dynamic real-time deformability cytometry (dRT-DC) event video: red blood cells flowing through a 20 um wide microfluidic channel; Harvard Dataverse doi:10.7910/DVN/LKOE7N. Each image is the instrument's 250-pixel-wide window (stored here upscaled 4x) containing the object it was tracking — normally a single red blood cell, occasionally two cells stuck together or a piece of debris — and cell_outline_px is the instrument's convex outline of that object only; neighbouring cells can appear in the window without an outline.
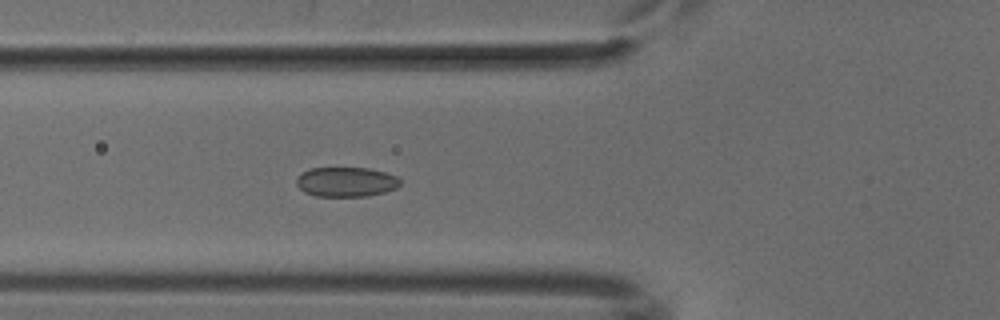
{"species": "common noctule bat (a hibernating species)", "species_latin": "Nyctalus noctula", "temperature_condition": "cold", "stored_images_in_passage": 44, "camera_frame_rate_fps": 3000, "um_per_image_px": 0.085, "animal": {"sex": "male", "body_mass_g": 18.8}, "frame": {"image": 1, "passage_image": 11, "time_ms": 3.333, "image_size_px": [1000, 320], "cell_outline_px": [[400, 184], [396, 188], [384, 192], [368, 196], [316, 196], [304, 192], [296, 184], [296, 180], [304, 172], [312, 168], [368, 168], [384, 172], [396, 176], [400, 180]], "centroid_in_image_um": [29.43, 15.47], "position_along_channel_um": 96.4, "area_um2": 17.74}}
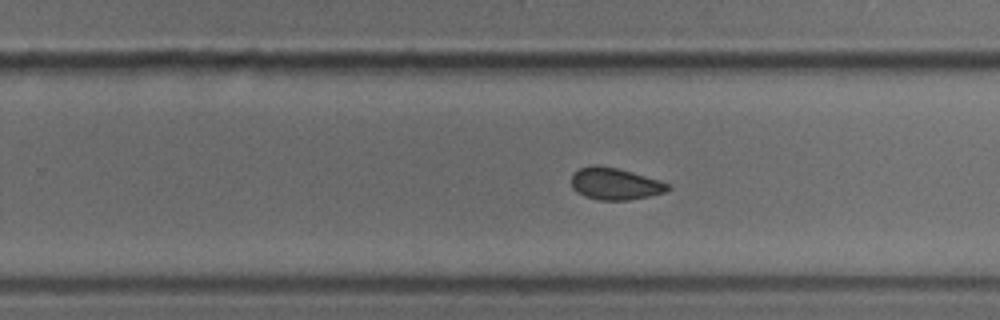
{"frame": {"image": 2, "passage_image": 25, "time_ms": 8.0, "image_size_px": [1000, 320], "cell_outline_px": [[672, 188], [664, 192], [648, 196], [628, 200], [596, 200], [584, 196], [576, 192], [572, 188], [572, 172], [580, 168], [592, 164], [596, 164], [616, 168], [632, 172], [660, 180], [668, 184]], "centroid_in_image_um": [52.24, 15.62], "position_along_channel_um": 277.6, "area_um2": 18.03}}
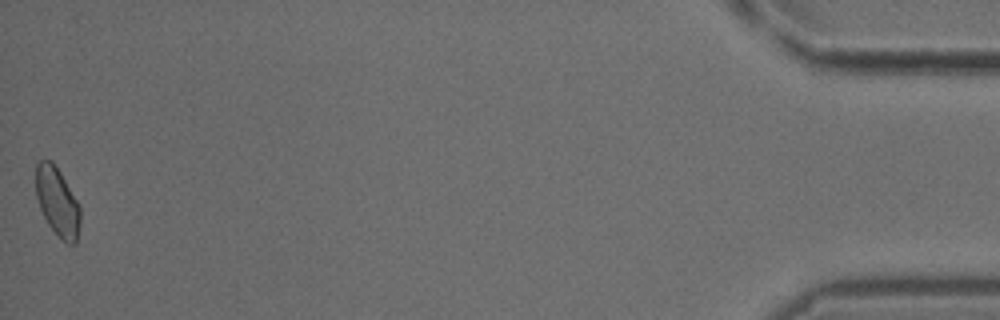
{"frame": {"image": 3, "passage_image": 44, "time_ms": 14.333, "image_size_px": [1000, 320], "cell_outline_px": [[80, 224], [76, 244], [68, 244], [48, 224], [40, 208], [36, 196], [36, 164], [40, 160], [52, 160], [60, 172], [80, 204]], "centroid_in_image_um": [4.89, 17.13], "position_along_channel_um": 430.3, "area_um2": 17.69}}